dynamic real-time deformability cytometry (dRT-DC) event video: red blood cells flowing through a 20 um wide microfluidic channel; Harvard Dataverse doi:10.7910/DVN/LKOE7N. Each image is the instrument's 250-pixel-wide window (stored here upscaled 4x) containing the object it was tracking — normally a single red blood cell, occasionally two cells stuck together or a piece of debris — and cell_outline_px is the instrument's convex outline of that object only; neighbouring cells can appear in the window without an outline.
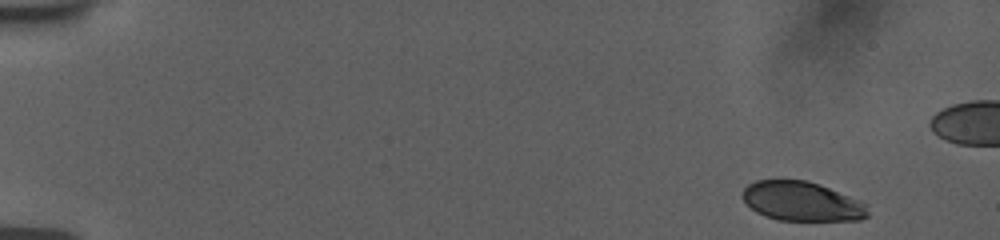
{"species": "human", "species_latin": "Homo sapiens", "temperature_condition": "room temperature", "stored_images_in_passage": 13, "camera_frame_rate_fps": 3000, "um_per_image_px": 0.085, "donor": {"sex": "female"}, "frame": {"image": 1, "passage_image": 1, "time_ms": 0.0, "image_size_px": [1000, 240], "cell_outline_px": [[868, 216], [860, 220], [776, 220], [756, 212], [740, 196], [744, 188], [748, 184], [756, 180], [804, 180], [820, 184], [860, 200], [868, 204]], "centroid_in_image_um": [68.17, 17.11], "position_along_channel_um": 16.8, "area_um2": 28.84}}
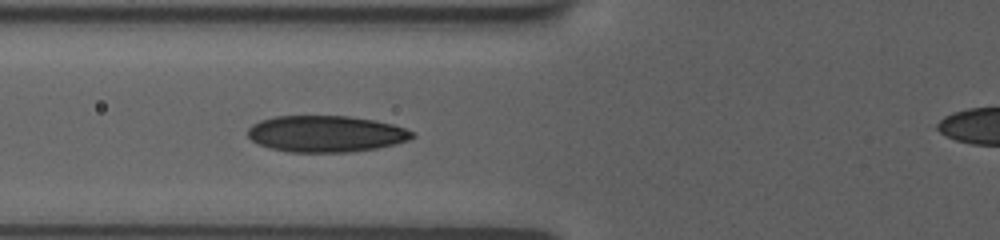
{"frame": {"image": 2, "passage_image": 13, "time_ms": 6.0, "image_size_px": [1000, 240], "cell_outline_px": [[416, 136], [408, 140], [396, 144], [376, 148], [352, 152], [288, 152], [268, 148], [256, 144], [248, 136], [248, 128], [252, 124], [260, 120], [276, 116], [348, 116], [376, 120], [392, 124], [416, 132]], "centroid_in_image_um": [27.7, 11.38], "position_along_channel_um": 98.1, "area_um2": 35.26}}